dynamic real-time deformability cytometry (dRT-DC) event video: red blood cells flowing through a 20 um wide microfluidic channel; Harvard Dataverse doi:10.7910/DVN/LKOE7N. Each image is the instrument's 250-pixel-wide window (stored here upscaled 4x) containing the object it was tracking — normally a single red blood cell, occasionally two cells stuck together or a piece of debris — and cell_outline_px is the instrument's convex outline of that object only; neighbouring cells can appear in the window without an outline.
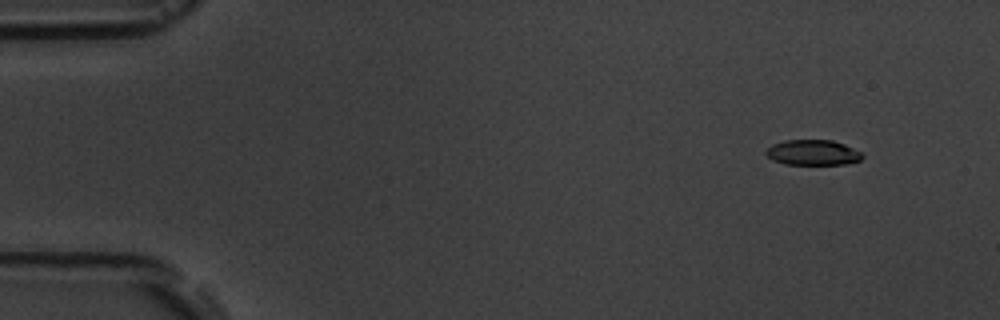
{"species": "common noctule bat (a hibernating species)", "species_latin": "Nyctalus noctula", "temperature_condition": "room temperature", "stored_images_in_passage": 5, "camera_frame_rate_fps": 3000, "um_per_image_px": 0.085, "animal": {"sex": "male", "body_mass_g": 19.5, "forearm_length_mm": 54.6}, "frame": {"image": 1, "passage_image": 1, "time_ms": 0.0, "image_size_px": [1000, 320], "cell_outline_px": [[864, 156], [860, 160], [844, 164], [784, 164], [772, 160], [764, 152], [772, 144], [784, 140], [832, 140], [844, 144], [860, 152]], "centroid_in_image_um": [69.06, 12.96], "position_along_channel_um": 15.9, "area_um2": 14.16}}
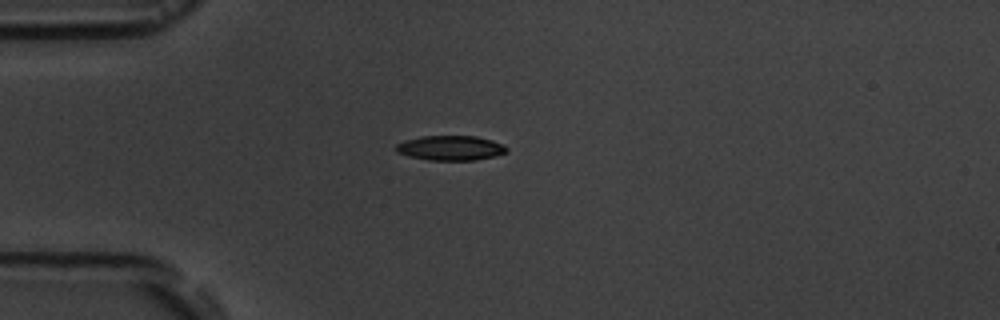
{"frame": {"image": 2, "passage_image": 3, "time_ms": 3.333, "image_size_px": [1000, 320], "cell_outline_px": [[508, 152], [496, 156], [476, 160], [428, 160], [408, 156], [396, 152], [396, 144], [404, 140], [420, 136], [476, 136], [492, 140], [504, 144], [508, 148]], "centroid_in_image_um": [38.32, 12.58], "position_along_channel_um": 46.7, "area_um2": 16.18}}
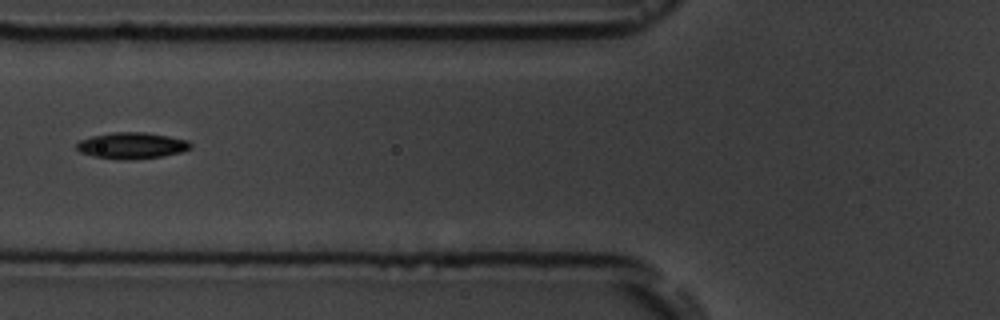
{"frame": {"image": 3, "passage_image": 5, "time_ms": 5.667, "image_size_px": [1000, 320], "cell_outline_px": [[192, 148], [180, 152], [160, 156], [132, 160], [116, 160], [92, 156], [80, 152], [76, 148], [76, 144], [80, 140], [92, 136], [112, 132], [144, 132], [168, 136], [188, 140], [192, 144]], "centroid_in_image_um": [11.18, 12.38], "position_along_channel_um": 114.6, "area_um2": 17.57}}